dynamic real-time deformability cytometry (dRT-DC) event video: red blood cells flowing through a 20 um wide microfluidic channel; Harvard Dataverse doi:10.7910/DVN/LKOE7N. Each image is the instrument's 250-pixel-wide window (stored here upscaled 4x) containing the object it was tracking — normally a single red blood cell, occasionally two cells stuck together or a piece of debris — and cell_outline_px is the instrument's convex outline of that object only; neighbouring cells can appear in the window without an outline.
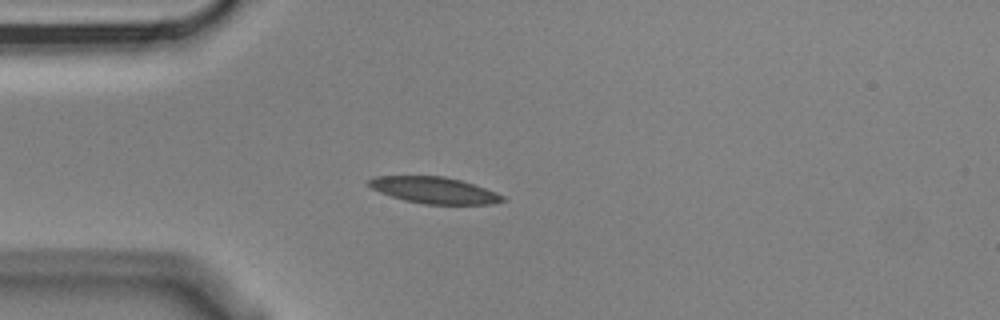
{"species": "Egyptian fruit bat (a non-hibernating species)", "species_latin": "Rousettus aegyptiacus", "temperature_condition": "cold", "stored_images_in_passage": 2, "camera_frame_rate_fps": 3000, "um_per_image_px": 0.085, "animal": {"sex": "male"}, "frame": {"image": 1, "passage_image": 2, "time_ms": 0.333, "image_size_px": [1000, 320], "cell_outline_px": [[504, 200], [492, 204], [424, 204], [404, 200], [380, 192], [372, 188], [368, 184], [368, 180], [376, 176], [444, 176], [460, 180], [496, 192], [504, 196]], "centroid_in_image_um": [36.9, 16.17], "position_along_channel_um": 48.1, "area_um2": 20.35}}